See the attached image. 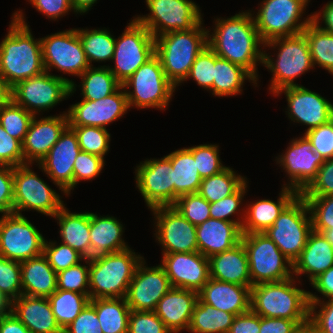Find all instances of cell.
Listing matches in <instances>:
<instances>
[{
	"label": "cell",
	"mask_w": 333,
	"mask_h": 333,
	"mask_svg": "<svg viewBox=\"0 0 333 333\" xmlns=\"http://www.w3.org/2000/svg\"><path fill=\"white\" fill-rule=\"evenodd\" d=\"M250 11L239 12L227 19L217 18L215 29L208 33V46L215 54L246 69L256 80L257 62L263 64L264 45Z\"/></svg>",
	"instance_id": "obj_1"
},
{
	"label": "cell",
	"mask_w": 333,
	"mask_h": 333,
	"mask_svg": "<svg viewBox=\"0 0 333 333\" xmlns=\"http://www.w3.org/2000/svg\"><path fill=\"white\" fill-rule=\"evenodd\" d=\"M9 31L0 43V75L13 87L45 69L41 40L34 39L21 11L13 13Z\"/></svg>",
	"instance_id": "obj_2"
},
{
	"label": "cell",
	"mask_w": 333,
	"mask_h": 333,
	"mask_svg": "<svg viewBox=\"0 0 333 333\" xmlns=\"http://www.w3.org/2000/svg\"><path fill=\"white\" fill-rule=\"evenodd\" d=\"M209 32L201 21L193 29L172 31L155 38V55L175 87L186 81L196 57L208 46Z\"/></svg>",
	"instance_id": "obj_3"
},
{
	"label": "cell",
	"mask_w": 333,
	"mask_h": 333,
	"mask_svg": "<svg viewBox=\"0 0 333 333\" xmlns=\"http://www.w3.org/2000/svg\"><path fill=\"white\" fill-rule=\"evenodd\" d=\"M143 256L126 250L84 259L89 265V298H125Z\"/></svg>",
	"instance_id": "obj_4"
},
{
	"label": "cell",
	"mask_w": 333,
	"mask_h": 333,
	"mask_svg": "<svg viewBox=\"0 0 333 333\" xmlns=\"http://www.w3.org/2000/svg\"><path fill=\"white\" fill-rule=\"evenodd\" d=\"M294 276L280 282L251 287V310L261 317L294 321L309 319V291L297 288Z\"/></svg>",
	"instance_id": "obj_5"
},
{
	"label": "cell",
	"mask_w": 333,
	"mask_h": 333,
	"mask_svg": "<svg viewBox=\"0 0 333 333\" xmlns=\"http://www.w3.org/2000/svg\"><path fill=\"white\" fill-rule=\"evenodd\" d=\"M264 46L273 49L279 46L275 61L265 51L263 58V65L273 74L269 87L273 94L287 87L298 86L294 79L314 68L309 45L303 33L276 38Z\"/></svg>",
	"instance_id": "obj_6"
},
{
	"label": "cell",
	"mask_w": 333,
	"mask_h": 333,
	"mask_svg": "<svg viewBox=\"0 0 333 333\" xmlns=\"http://www.w3.org/2000/svg\"><path fill=\"white\" fill-rule=\"evenodd\" d=\"M306 200L298 194L264 233L277 245L292 264L303 251L312 220Z\"/></svg>",
	"instance_id": "obj_7"
},
{
	"label": "cell",
	"mask_w": 333,
	"mask_h": 333,
	"mask_svg": "<svg viewBox=\"0 0 333 333\" xmlns=\"http://www.w3.org/2000/svg\"><path fill=\"white\" fill-rule=\"evenodd\" d=\"M241 242L247 252L252 286L293 277V264L265 233L242 234Z\"/></svg>",
	"instance_id": "obj_8"
},
{
	"label": "cell",
	"mask_w": 333,
	"mask_h": 333,
	"mask_svg": "<svg viewBox=\"0 0 333 333\" xmlns=\"http://www.w3.org/2000/svg\"><path fill=\"white\" fill-rule=\"evenodd\" d=\"M308 2L310 0H263L253 17L262 42L302 33L312 21V15L302 22L300 19Z\"/></svg>",
	"instance_id": "obj_9"
},
{
	"label": "cell",
	"mask_w": 333,
	"mask_h": 333,
	"mask_svg": "<svg viewBox=\"0 0 333 333\" xmlns=\"http://www.w3.org/2000/svg\"><path fill=\"white\" fill-rule=\"evenodd\" d=\"M122 86L125 90L129 108H159L165 110L172 99L176 87L167 79L160 59L154 55L145 64L141 65L135 73L128 78Z\"/></svg>",
	"instance_id": "obj_10"
},
{
	"label": "cell",
	"mask_w": 333,
	"mask_h": 333,
	"mask_svg": "<svg viewBox=\"0 0 333 333\" xmlns=\"http://www.w3.org/2000/svg\"><path fill=\"white\" fill-rule=\"evenodd\" d=\"M76 86L72 80L44 71L16 83L12 87L11 100L36 116L41 110L47 111L66 100L76 91Z\"/></svg>",
	"instance_id": "obj_11"
},
{
	"label": "cell",
	"mask_w": 333,
	"mask_h": 333,
	"mask_svg": "<svg viewBox=\"0 0 333 333\" xmlns=\"http://www.w3.org/2000/svg\"><path fill=\"white\" fill-rule=\"evenodd\" d=\"M128 24L124 33L115 39L112 59L115 66H108L121 84L155 55V38L149 30L135 18Z\"/></svg>",
	"instance_id": "obj_12"
},
{
	"label": "cell",
	"mask_w": 333,
	"mask_h": 333,
	"mask_svg": "<svg viewBox=\"0 0 333 333\" xmlns=\"http://www.w3.org/2000/svg\"><path fill=\"white\" fill-rule=\"evenodd\" d=\"M30 163L13 167V213L36 210L53 217L63 206L59 194L30 168Z\"/></svg>",
	"instance_id": "obj_13"
},
{
	"label": "cell",
	"mask_w": 333,
	"mask_h": 333,
	"mask_svg": "<svg viewBox=\"0 0 333 333\" xmlns=\"http://www.w3.org/2000/svg\"><path fill=\"white\" fill-rule=\"evenodd\" d=\"M146 4L150 10L148 16L135 19L154 38L172 31L193 29L203 21L199 6L192 0H146Z\"/></svg>",
	"instance_id": "obj_14"
},
{
	"label": "cell",
	"mask_w": 333,
	"mask_h": 333,
	"mask_svg": "<svg viewBox=\"0 0 333 333\" xmlns=\"http://www.w3.org/2000/svg\"><path fill=\"white\" fill-rule=\"evenodd\" d=\"M45 238L23 215L11 213L0 218V256L23 262L43 254Z\"/></svg>",
	"instance_id": "obj_15"
},
{
	"label": "cell",
	"mask_w": 333,
	"mask_h": 333,
	"mask_svg": "<svg viewBox=\"0 0 333 333\" xmlns=\"http://www.w3.org/2000/svg\"><path fill=\"white\" fill-rule=\"evenodd\" d=\"M44 69H58L65 74L80 76L90 67L77 29H70L40 38Z\"/></svg>",
	"instance_id": "obj_16"
},
{
	"label": "cell",
	"mask_w": 333,
	"mask_h": 333,
	"mask_svg": "<svg viewBox=\"0 0 333 333\" xmlns=\"http://www.w3.org/2000/svg\"><path fill=\"white\" fill-rule=\"evenodd\" d=\"M143 162L135 170V179L148 208L173 206L174 177L171 161L164 156Z\"/></svg>",
	"instance_id": "obj_17"
},
{
	"label": "cell",
	"mask_w": 333,
	"mask_h": 333,
	"mask_svg": "<svg viewBox=\"0 0 333 333\" xmlns=\"http://www.w3.org/2000/svg\"><path fill=\"white\" fill-rule=\"evenodd\" d=\"M155 215L156 240L162 245L163 253L197 252L196 226L184 218L174 206L151 209Z\"/></svg>",
	"instance_id": "obj_18"
},
{
	"label": "cell",
	"mask_w": 333,
	"mask_h": 333,
	"mask_svg": "<svg viewBox=\"0 0 333 333\" xmlns=\"http://www.w3.org/2000/svg\"><path fill=\"white\" fill-rule=\"evenodd\" d=\"M171 288L162 266L146 267L143 258L136 268L125 299L130 310L155 311L160 299Z\"/></svg>",
	"instance_id": "obj_19"
},
{
	"label": "cell",
	"mask_w": 333,
	"mask_h": 333,
	"mask_svg": "<svg viewBox=\"0 0 333 333\" xmlns=\"http://www.w3.org/2000/svg\"><path fill=\"white\" fill-rule=\"evenodd\" d=\"M289 144L285 154L279 155L277 162L289 175L290 182L285 184L286 187L300 194L316 177L325 159L313 150L312 143L304 134Z\"/></svg>",
	"instance_id": "obj_20"
},
{
	"label": "cell",
	"mask_w": 333,
	"mask_h": 333,
	"mask_svg": "<svg viewBox=\"0 0 333 333\" xmlns=\"http://www.w3.org/2000/svg\"><path fill=\"white\" fill-rule=\"evenodd\" d=\"M128 109L126 92L121 86L105 98L96 101L82 99L81 102L71 105L66 114L69 126H94L106 129V125L123 117Z\"/></svg>",
	"instance_id": "obj_21"
},
{
	"label": "cell",
	"mask_w": 333,
	"mask_h": 333,
	"mask_svg": "<svg viewBox=\"0 0 333 333\" xmlns=\"http://www.w3.org/2000/svg\"><path fill=\"white\" fill-rule=\"evenodd\" d=\"M80 151L77 134L68 126L38 163L39 168L59 186L64 195H69L73 190V165Z\"/></svg>",
	"instance_id": "obj_22"
},
{
	"label": "cell",
	"mask_w": 333,
	"mask_h": 333,
	"mask_svg": "<svg viewBox=\"0 0 333 333\" xmlns=\"http://www.w3.org/2000/svg\"><path fill=\"white\" fill-rule=\"evenodd\" d=\"M162 254L160 265L173 288L199 292L210 279L209 259L199 251Z\"/></svg>",
	"instance_id": "obj_23"
},
{
	"label": "cell",
	"mask_w": 333,
	"mask_h": 333,
	"mask_svg": "<svg viewBox=\"0 0 333 333\" xmlns=\"http://www.w3.org/2000/svg\"><path fill=\"white\" fill-rule=\"evenodd\" d=\"M283 92L288 102V118L309 126L306 131L333 119V104L320 94L298 85L281 89L275 96Z\"/></svg>",
	"instance_id": "obj_24"
},
{
	"label": "cell",
	"mask_w": 333,
	"mask_h": 333,
	"mask_svg": "<svg viewBox=\"0 0 333 333\" xmlns=\"http://www.w3.org/2000/svg\"><path fill=\"white\" fill-rule=\"evenodd\" d=\"M68 126L66 112L59 116L42 117L40 120H36L34 115L22 142L25 164H32L33 161L39 163Z\"/></svg>",
	"instance_id": "obj_25"
},
{
	"label": "cell",
	"mask_w": 333,
	"mask_h": 333,
	"mask_svg": "<svg viewBox=\"0 0 333 333\" xmlns=\"http://www.w3.org/2000/svg\"><path fill=\"white\" fill-rule=\"evenodd\" d=\"M198 297L218 310L240 315L251 310V287L210 278Z\"/></svg>",
	"instance_id": "obj_26"
},
{
	"label": "cell",
	"mask_w": 333,
	"mask_h": 333,
	"mask_svg": "<svg viewBox=\"0 0 333 333\" xmlns=\"http://www.w3.org/2000/svg\"><path fill=\"white\" fill-rule=\"evenodd\" d=\"M198 292L171 288L158 302L155 313L171 333L188 330Z\"/></svg>",
	"instance_id": "obj_27"
},
{
	"label": "cell",
	"mask_w": 333,
	"mask_h": 333,
	"mask_svg": "<svg viewBox=\"0 0 333 333\" xmlns=\"http://www.w3.org/2000/svg\"><path fill=\"white\" fill-rule=\"evenodd\" d=\"M9 310L32 333H63L48 297L20 295L9 304Z\"/></svg>",
	"instance_id": "obj_28"
},
{
	"label": "cell",
	"mask_w": 333,
	"mask_h": 333,
	"mask_svg": "<svg viewBox=\"0 0 333 333\" xmlns=\"http://www.w3.org/2000/svg\"><path fill=\"white\" fill-rule=\"evenodd\" d=\"M241 228L234 222L209 218L196 226L199 252L205 257L232 249L241 242Z\"/></svg>",
	"instance_id": "obj_29"
},
{
	"label": "cell",
	"mask_w": 333,
	"mask_h": 333,
	"mask_svg": "<svg viewBox=\"0 0 333 333\" xmlns=\"http://www.w3.org/2000/svg\"><path fill=\"white\" fill-rule=\"evenodd\" d=\"M208 259L210 278L252 287L248 256L242 242L230 250L212 255Z\"/></svg>",
	"instance_id": "obj_30"
},
{
	"label": "cell",
	"mask_w": 333,
	"mask_h": 333,
	"mask_svg": "<svg viewBox=\"0 0 333 333\" xmlns=\"http://www.w3.org/2000/svg\"><path fill=\"white\" fill-rule=\"evenodd\" d=\"M280 197L276 201L262 199L248 205L244 211L242 234L264 233L279 217L284 208L299 194L296 190L283 185Z\"/></svg>",
	"instance_id": "obj_31"
},
{
	"label": "cell",
	"mask_w": 333,
	"mask_h": 333,
	"mask_svg": "<svg viewBox=\"0 0 333 333\" xmlns=\"http://www.w3.org/2000/svg\"><path fill=\"white\" fill-rule=\"evenodd\" d=\"M333 266V246L318 232L311 231L299 258L293 264V275L308 274L310 282Z\"/></svg>",
	"instance_id": "obj_32"
},
{
	"label": "cell",
	"mask_w": 333,
	"mask_h": 333,
	"mask_svg": "<svg viewBox=\"0 0 333 333\" xmlns=\"http://www.w3.org/2000/svg\"><path fill=\"white\" fill-rule=\"evenodd\" d=\"M90 259L130 248L121 238L123 225L115 217L90 213Z\"/></svg>",
	"instance_id": "obj_33"
},
{
	"label": "cell",
	"mask_w": 333,
	"mask_h": 333,
	"mask_svg": "<svg viewBox=\"0 0 333 333\" xmlns=\"http://www.w3.org/2000/svg\"><path fill=\"white\" fill-rule=\"evenodd\" d=\"M22 295L49 297L57 290V273L44 254L20 262Z\"/></svg>",
	"instance_id": "obj_34"
},
{
	"label": "cell",
	"mask_w": 333,
	"mask_h": 333,
	"mask_svg": "<svg viewBox=\"0 0 333 333\" xmlns=\"http://www.w3.org/2000/svg\"><path fill=\"white\" fill-rule=\"evenodd\" d=\"M54 217L59 221L62 243L90 259V212L71 213L63 206Z\"/></svg>",
	"instance_id": "obj_35"
},
{
	"label": "cell",
	"mask_w": 333,
	"mask_h": 333,
	"mask_svg": "<svg viewBox=\"0 0 333 333\" xmlns=\"http://www.w3.org/2000/svg\"><path fill=\"white\" fill-rule=\"evenodd\" d=\"M166 157L171 161L174 177V203L183 195L197 193L202 181L193 154L187 149L176 150Z\"/></svg>",
	"instance_id": "obj_36"
},
{
	"label": "cell",
	"mask_w": 333,
	"mask_h": 333,
	"mask_svg": "<svg viewBox=\"0 0 333 333\" xmlns=\"http://www.w3.org/2000/svg\"><path fill=\"white\" fill-rule=\"evenodd\" d=\"M103 333H128L130 308L125 298L90 300Z\"/></svg>",
	"instance_id": "obj_37"
},
{
	"label": "cell",
	"mask_w": 333,
	"mask_h": 333,
	"mask_svg": "<svg viewBox=\"0 0 333 333\" xmlns=\"http://www.w3.org/2000/svg\"><path fill=\"white\" fill-rule=\"evenodd\" d=\"M245 79L257 84V80L246 69L215 54L214 96L223 97L241 94Z\"/></svg>",
	"instance_id": "obj_38"
},
{
	"label": "cell",
	"mask_w": 333,
	"mask_h": 333,
	"mask_svg": "<svg viewBox=\"0 0 333 333\" xmlns=\"http://www.w3.org/2000/svg\"><path fill=\"white\" fill-rule=\"evenodd\" d=\"M235 316L204 303L198 297L188 331L192 333H228Z\"/></svg>",
	"instance_id": "obj_39"
},
{
	"label": "cell",
	"mask_w": 333,
	"mask_h": 333,
	"mask_svg": "<svg viewBox=\"0 0 333 333\" xmlns=\"http://www.w3.org/2000/svg\"><path fill=\"white\" fill-rule=\"evenodd\" d=\"M83 100L96 101L116 92L122 84L108 66L89 67L80 76Z\"/></svg>",
	"instance_id": "obj_40"
},
{
	"label": "cell",
	"mask_w": 333,
	"mask_h": 333,
	"mask_svg": "<svg viewBox=\"0 0 333 333\" xmlns=\"http://www.w3.org/2000/svg\"><path fill=\"white\" fill-rule=\"evenodd\" d=\"M246 181V178L226 167L218 174L203 178L197 193L209 203H214L235 193Z\"/></svg>",
	"instance_id": "obj_41"
},
{
	"label": "cell",
	"mask_w": 333,
	"mask_h": 333,
	"mask_svg": "<svg viewBox=\"0 0 333 333\" xmlns=\"http://www.w3.org/2000/svg\"><path fill=\"white\" fill-rule=\"evenodd\" d=\"M60 328L64 330L90 302L89 295L57 289L48 297Z\"/></svg>",
	"instance_id": "obj_42"
},
{
	"label": "cell",
	"mask_w": 333,
	"mask_h": 333,
	"mask_svg": "<svg viewBox=\"0 0 333 333\" xmlns=\"http://www.w3.org/2000/svg\"><path fill=\"white\" fill-rule=\"evenodd\" d=\"M86 59L92 67V61L112 60L115 49V38L107 29H77Z\"/></svg>",
	"instance_id": "obj_43"
},
{
	"label": "cell",
	"mask_w": 333,
	"mask_h": 333,
	"mask_svg": "<svg viewBox=\"0 0 333 333\" xmlns=\"http://www.w3.org/2000/svg\"><path fill=\"white\" fill-rule=\"evenodd\" d=\"M302 33L308 42L313 66L318 64L333 75V34L322 30L313 20Z\"/></svg>",
	"instance_id": "obj_44"
},
{
	"label": "cell",
	"mask_w": 333,
	"mask_h": 333,
	"mask_svg": "<svg viewBox=\"0 0 333 333\" xmlns=\"http://www.w3.org/2000/svg\"><path fill=\"white\" fill-rule=\"evenodd\" d=\"M34 115L12 100L0 107V125L13 138L23 142Z\"/></svg>",
	"instance_id": "obj_45"
},
{
	"label": "cell",
	"mask_w": 333,
	"mask_h": 333,
	"mask_svg": "<svg viewBox=\"0 0 333 333\" xmlns=\"http://www.w3.org/2000/svg\"><path fill=\"white\" fill-rule=\"evenodd\" d=\"M78 137L81 151L104 158L109 151L110 134L105 128L94 126H69Z\"/></svg>",
	"instance_id": "obj_46"
},
{
	"label": "cell",
	"mask_w": 333,
	"mask_h": 333,
	"mask_svg": "<svg viewBox=\"0 0 333 333\" xmlns=\"http://www.w3.org/2000/svg\"><path fill=\"white\" fill-rule=\"evenodd\" d=\"M0 294L10 304L22 295L21 265L0 256Z\"/></svg>",
	"instance_id": "obj_47"
},
{
	"label": "cell",
	"mask_w": 333,
	"mask_h": 333,
	"mask_svg": "<svg viewBox=\"0 0 333 333\" xmlns=\"http://www.w3.org/2000/svg\"><path fill=\"white\" fill-rule=\"evenodd\" d=\"M173 206L195 226L211 218L209 213L210 203L198 193L180 196Z\"/></svg>",
	"instance_id": "obj_48"
},
{
	"label": "cell",
	"mask_w": 333,
	"mask_h": 333,
	"mask_svg": "<svg viewBox=\"0 0 333 333\" xmlns=\"http://www.w3.org/2000/svg\"><path fill=\"white\" fill-rule=\"evenodd\" d=\"M309 207L312 230L320 233L333 228V195L302 196Z\"/></svg>",
	"instance_id": "obj_49"
},
{
	"label": "cell",
	"mask_w": 333,
	"mask_h": 333,
	"mask_svg": "<svg viewBox=\"0 0 333 333\" xmlns=\"http://www.w3.org/2000/svg\"><path fill=\"white\" fill-rule=\"evenodd\" d=\"M187 149L193 154L198 172L202 179L218 174L226 168V166L221 163L218 154V145L203 144Z\"/></svg>",
	"instance_id": "obj_50"
},
{
	"label": "cell",
	"mask_w": 333,
	"mask_h": 333,
	"mask_svg": "<svg viewBox=\"0 0 333 333\" xmlns=\"http://www.w3.org/2000/svg\"><path fill=\"white\" fill-rule=\"evenodd\" d=\"M56 242H48L45 240L43 254L46 256L49 265L53 268L56 273L66 270L69 267L75 266L80 261L85 259L75 249L69 245Z\"/></svg>",
	"instance_id": "obj_51"
},
{
	"label": "cell",
	"mask_w": 333,
	"mask_h": 333,
	"mask_svg": "<svg viewBox=\"0 0 333 333\" xmlns=\"http://www.w3.org/2000/svg\"><path fill=\"white\" fill-rule=\"evenodd\" d=\"M215 73V52L206 46L196 57L186 80L193 78L198 85L212 91Z\"/></svg>",
	"instance_id": "obj_52"
},
{
	"label": "cell",
	"mask_w": 333,
	"mask_h": 333,
	"mask_svg": "<svg viewBox=\"0 0 333 333\" xmlns=\"http://www.w3.org/2000/svg\"><path fill=\"white\" fill-rule=\"evenodd\" d=\"M87 288V289H86ZM89 266L81 263L57 273V289L89 295Z\"/></svg>",
	"instance_id": "obj_53"
},
{
	"label": "cell",
	"mask_w": 333,
	"mask_h": 333,
	"mask_svg": "<svg viewBox=\"0 0 333 333\" xmlns=\"http://www.w3.org/2000/svg\"><path fill=\"white\" fill-rule=\"evenodd\" d=\"M247 181L233 194L228 197H225L217 202L210 203V216L214 219L229 221L236 223L240 228L243 225L244 220L240 221L238 218L229 219V217L233 214H237L239 211V207L243 200L244 194L246 193Z\"/></svg>",
	"instance_id": "obj_54"
},
{
	"label": "cell",
	"mask_w": 333,
	"mask_h": 333,
	"mask_svg": "<svg viewBox=\"0 0 333 333\" xmlns=\"http://www.w3.org/2000/svg\"><path fill=\"white\" fill-rule=\"evenodd\" d=\"M128 333H171L155 311L130 310Z\"/></svg>",
	"instance_id": "obj_55"
},
{
	"label": "cell",
	"mask_w": 333,
	"mask_h": 333,
	"mask_svg": "<svg viewBox=\"0 0 333 333\" xmlns=\"http://www.w3.org/2000/svg\"><path fill=\"white\" fill-rule=\"evenodd\" d=\"M104 164V158L80 151L73 165V189L79 180L86 181L97 177Z\"/></svg>",
	"instance_id": "obj_56"
},
{
	"label": "cell",
	"mask_w": 333,
	"mask_h": 333,
	"mask_svg": "<svg viewBox=\"0 0 333 333\" xmlns=\"http://www.w3.org/2000/svg\"><path fill=\"white\" fill-rule=\"evenodd\" d=\"M327 301H321L318 295L309 292V319L315 324L319 333H333V299ZM317 306L320 307L318 311H316Z\"/></svg>",
	"instance_id": "obj_57"
},
{
	"label": "cell",
	"mask_w": 333,
	"mask_h": 333,
	"mask_svg": "<svg viewBox=\"0 0 333 333\" xmlns=\"http://www.w3.org/2000/svg\"><path fill=\"white\" fill-rule=\"evenodd\" d=\"M301 196L333 195V158L326 159L320 166L318 174L300 193Z\"/></svg>",
	"instance_id": "obj_58"
},
{
	"label": "cell",
	"mask_w": 333,
	"mask_h": 333,
	"mask_svg": "<svg viewBox=\"0 0 333 333\" xmlns=\"http://www.w3.org/2000/svg\"><path fill=\"white\" fill-rule=\"evenodd\" d=\"M304 135L312 143L313 150L319 152L325 160L333 158V119L306 131Z\"/></svg>",
	"instance_id": "obj_59"
},
{
	"label": "cell",
	"mask_w": 333,
	"mask_h": 333,
	"mask_svg": "<svg viewBox=\"0 0 333 333\" xmlns=\"http://www.w3.org/2000/svg\"><path fill=\"white\" fill-rule=\"evenodd\" d=\"M23 164L22 142L10 136L0 125V165L17 167Z\"/></svg>",
	"instance_id": "obj_60"
},
{
	"label": "cell",
	"mask_w": 333,
	"mask_h": 333,
	"mask_svg": "<svg viewBox=\"0 0 333 333\" xmlns=\"http://www.w3.org/2000/svg\"><path fill=\"white\" fill-rule=\"evenodd\" d=\"M63 333H103L94 306L89 302Z\"/></svg>",
	"instance_id": "obj_61"
},
{
	"label": "cell",
	"mask_w": 333,
	"mask_h": 333,
	"mask_svg": "<svg viewBox=\"0 0 333 333\" xmlns=\"http://www.w3.org/2000/svg\"><path fill=\"white\" fill-rule=\"evenodd\" d=\"M13 167L0 165V213H13Z\"/></svg>",
	"instance_id": "obj_62"
},
{
	"label": "cell",
	"mask_w": 333,
	"mask_h": 333,
	"mask_svg": "<svg viewBox=\"0 0 333 333\" xmlns=\"http://www.w3.org/2000/svg\"><path fill=\"white\" fill-rule=\"evenodd\" d=\"M34 8L42 14H45L48 19H58L61 16L72 11L70 0H28Z\"/></svg>",
	"instance_id": "obj_63"
},
{
	"label": "cell",
	"mask_w": 333,
	"mask_h": 333,
	"mask_svg": "<svg viewBox=\"0 0 333 333\" xmlns=\"http://www.w3.org/2000/svg\"><path fill=\"white\" fill-rule=\"evenodd\" d=\"M260 316L249 310L236 315L228 333H259Z\"/></svg>",
	"instance_id": "obj_64"
},
{
	"label": "cell",
	"mask_w": 333,
	"mask_h": 333,
	"mask_svg": "<svg viewBox=\"0 0 333 333\" xmlns=\"http://www.w3.org/2000/svg\"><path fill=\"white\" fill-rule=\"evenodd\" d=\"M303 322L305 321L260 316L259 333H293L297 325Z\"/></svg>",
	"instance_id": "obj_65"
},
{
	"label": "cell",
	"mask_w": 333,
	"mask_h": 333,
	"mask_svg": "<svg viewBox=\"0 0 333 333\" xmlns=\"http://www.w3.org/2000/svg\"><path fill=\"white\" fill-rule=\"evenodd\" d=\"M0 333H32L9 309L0 317Z\"/></svg>",
	"instance_id": "obj_66"
},
{
	"label": "cell",
	"mask_w": 333,
	"mask_h": 333,
	"mask_svg": "<svg viewBox=\"0 0 333 333\" xmlns=\"http://www.w3.org/2000/svg\"><path fill=\"white\" fill-rule=\"evenodd\" d=\"M310 284L325 297L333 299V266L320 274Z\"/></svg>",
	"instance_id": "obj_67"
},
{
	"label": "cell",
	"mask_w": 333,
	"mask_h": 333,
	"mask_svg": "<svg viewBox=\"0 0 333 333\" xmlns=\"http://www.w3.org/2000/svg\"><path fill=\"white\" fill-rule=\"evenodd\" d=\"M322 14V15H321ZM320 17V18H319ZM323 20H322V19ZM312 20L324 31L333 34V1H329L322 12L312 14ZM320 20H322L325 26H321Z\"/></svg>",
	"instance_id": "obj_68"
},
{
	"label": "cell",
	"mask_w": 333,
	"mask_h": 333,
	"mask_svg": "<svg viewBox=\"0 0 333 333\" xmlns=\"http://www.w3.org/2000/svg\"><path fill=\"white\" fill-rule=\"evenodd\" d=\"M12 87L0 75V107L11 101Z\"/></svg>",
	"instance_id": "obj_69"
},
{
	"label": "cell",
	"mask_w": 333,
	"mask_h": 333,
	"mask_svg": "<svg viewBox=\"0 0 333 333\" xmlns=\"http://www.w3.org/2000/svg\"><path fill=\"white\" fill-rule=\"evenodd\" d=\"M70 2L75 13L83 14L89 11L97 0H70Z\"/></svg>",
	"instance_id": "obj_70"
},
{
	"label": "cell",
	"mask_w": 333,
	"mask_h": 333,
	"mask_svg": "<svg viewBox=\"0 0 333 333\" xmlns=\"http://www.w3.org/2000/svg\"><path fill=\"white\" fill-rule=\"evenodd\" d=\"M293 333H319V331L315 324L308 319L305 322L298 324Z\"/></svg>",
	"instance_id": "obj_71"
},
{
	"label": "cell",
	"mask_w": 333,
	"mask_h": 333,
	"mask_svg": "<svg viewBox=\"0 0 333 333\" xmlns=\"http://www.w3.org/2000/svg\"><path fill=\"white\" fill-rule=\"evenodd\" d=\"M326 239L327 241L333 246V228L330 229H325L320 232Z\"/></svg>",
	"instance_id": "obj_72"
},
{
	"label": "cell",
	"mask_w": 333,
	"mask_h": 333,
	"mask_svg": "<svg viewBox=\"0 0 333 333\" xmlns=\"http://www.w3.org/2000/svg\"><path fill=\"white\" fill-rule=\"evenodd\" d=\"M7 309H9V303L0 294V314H3L6 311H8Z\"/></svg>",
	"instance_id": "obj_73"
}]
</instances>
